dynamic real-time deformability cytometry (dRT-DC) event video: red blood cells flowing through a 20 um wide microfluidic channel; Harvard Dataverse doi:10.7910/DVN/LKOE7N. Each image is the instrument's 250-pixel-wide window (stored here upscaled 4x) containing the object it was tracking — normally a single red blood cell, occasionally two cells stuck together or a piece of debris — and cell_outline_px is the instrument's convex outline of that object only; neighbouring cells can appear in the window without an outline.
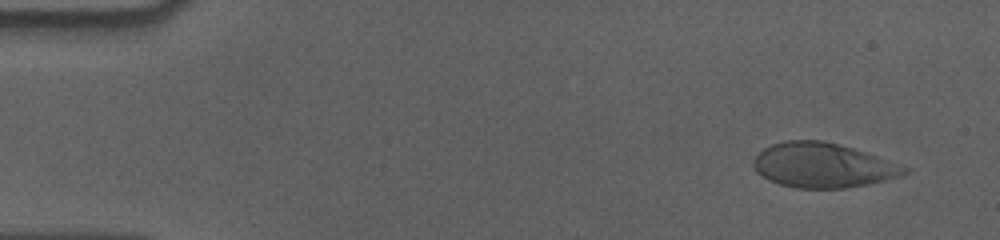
{"species": "human", "species_latin": "Homo sapiens", "temperature_condition": "cold", "stored_images_in_passage": 57, "camera_frame_rate_fps": 3000, "um_per_image_px": 0.085, "donor": {"sex": "male"}, "frame": {"image": 1, "passage_image": 4, "time_ms": 1.0, "image_size_px": [1000, 240], "cell_outline_px": [[912, 168], [908, 172], [900, 176], [868, 184], [844, 188], [796, 188], [780, 184], [764, 176], [752, 164], [752, 160], [764, 148], [772, 144], [784, 140], [820, 140], [852, 148]], "centroid_in_image_um": [69.96, 14.05], "position_along_channel_um": 15.0, "area_um2": 38.78}}
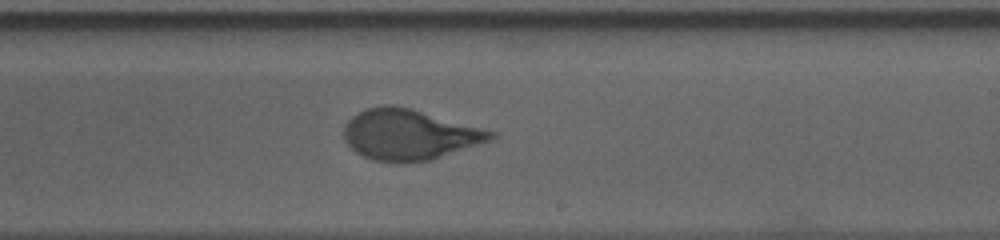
{"frame": {"image": 2, "passage_image": 34, "time_ms": 11.0, "image_size_px": [1000, 240], "cell_outline_px": [[496, 136], [492, 140], [432, 160], [404, 164], [396, 164], [372, 160], [356, 152], [344, 140], [344, 128], [348, 120], [352, 116], [368, 108], [388, 104], [392, 104], [412, 108], [496, 132]], "centroid_in_image_um": [34.79, 11.46], "position_along_channel_um": 254.2, "area_um2": 43.64}}
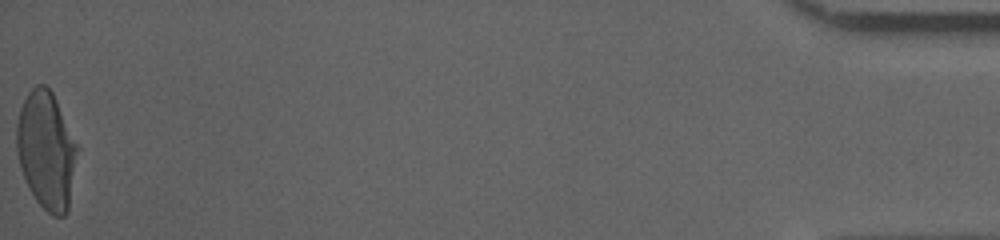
{"frame": {"image": 3, "passage_image": 57, "time_ms": 18.667, "image_size_px": [1000, 240], "cell_outline_px": [[76, 152], [68, 208], [64, 216], [52, 216], [36, 200], [20, 168], [16, 152], [16, 124], [20, 108], [28, 92], [36, 84], [44, 84], [52, 92], [56, 100], [76, 144]], "centroid_in_image_um": [3.89, 12.75], "position_along_channel_um": 431.3, "area_um2": 40.63}, "authors_computed_cell_mechanics": {"area_um2": 41.9628, "velocity_mm_per_s": 3.5712, "shape_relaxation_time_tau1_ms": 4.6227, "shape_relaxation_time_tau2_ms": null, "deformation_change_tau1": 0.1954, "deformation_change_tau2": null}}